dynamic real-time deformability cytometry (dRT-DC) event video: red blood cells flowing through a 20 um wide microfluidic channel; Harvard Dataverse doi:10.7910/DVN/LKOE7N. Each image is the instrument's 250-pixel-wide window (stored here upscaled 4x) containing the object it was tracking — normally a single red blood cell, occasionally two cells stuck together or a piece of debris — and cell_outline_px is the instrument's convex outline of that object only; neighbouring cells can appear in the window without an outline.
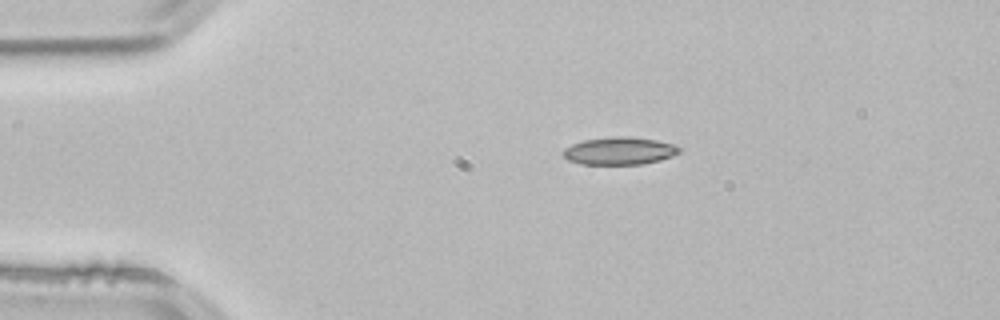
{"species": "common noctule bat (a hibernating species)", "species_latin": "Nyctalus noctula", "temperature_condition": "room temperature", "stored_images_in_passage": 2, "camera_frame_rate_fps": 3000, "um_per_image_px": 0.085, "animal": {"sex": "male", "body_mass_g": 21.5, "forearm_length_mm": 52.0}, "frame": {"image": 1, "passage_image": 1, "time_ms": 0.0, "image_size_px": [1000, 320], "cell_outline_px": [[680, 152], [672, 156], [660, 160], [644, 164], [580, 164], [568, 160], [560, 152], [564, 148], [572, 144], [584, 140], [616, 136], [624, 136], [656, 140], [672, 144], [680, 148]], "centroid_in_image_um": [52.62, 12.83], "position_along_channel_um": 32.4, "area_um2": 18.61}}